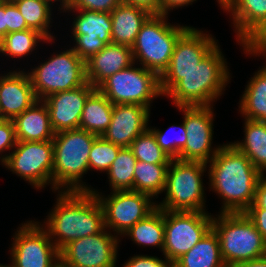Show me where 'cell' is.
<instances>
[{"label":"cell","mask_w":266,"mask_h":267,"mask_svg":"<svg viewBox=\"0 0 266 267\" xmlns=\"http://www.w3.org/2000/svg\"><path fill=\"white\" fill-rule=\"evenodd\" d=\"M217 44L204 59L188 72H163L160 87L163 96L178 106H210L223 95L230 72Z\"/></svg>","instance_id":"1"},{"label":"cell","mask_w":266,"mask_h":267,"mask_svg":"<svg viewBox=\"0 0 266 267\" xmlns=\"http://www.w3.org/2000/svg\"><path fill=\"white\" fill-rule=\"evenodd\" d=\"M207 164L209 188L223 200L220 213L245 212L263 175L231 143L223 144Z\"/></svg>","instance_id":"2"},{"label":"cell","mask_w":266,"mask_h":267,"mask_svg":"<svg viewBox=\"0 0 266 267\" xmlns=\"http://www.w3.org/2000/svg\"><path fill=\"white\" fill-rule=\"evenodd\" d=\"M56 200L40 225L59 251L73 240L105 229L103 208L93 191H58Z\"/></svg>","instance_id":"3"},{"label":"cell","mask_w":266,"mask_h":267,"mask_svg":"<svg viewBox=\"0 0 266 267\" xmlns=\"http://www.w3.org/2000/svg\"><path fill=\"white\" fill-rule=\"evenodd\" d=\"M96 138L97 135L79 128L55 133L52 140L53 191H92L81 179L89 171V152Z\"/></svg>","instance_id":"4"},{"label":"cell","mask_w":266,"mask_h":267,"mask_svg":"<svg viewBox=\"0 0 266 267\" xmlns=\"http://www.w3.org/2000/svg\"><path fill=\"white\" fill-rule=\"evenodd\" d=\"M215 216L212 229L218 236L221 256L227 267L266 256V241L245 212Z\"/></svg>","instance_id":"5"},{"label":"cell","mask_w":266,"mask_h":267,"mask_svg":"<svg viewBox=\"0 0 266 267\" xmlns=\"http://www.w3.org/2000/svg\"><path fill=\"white\" fill-rule=\"evenodd\" d=\"M168 15L152 14L142 25L132 49L134 63L161 76L168 68L175 43L189 27L167 22Z\"/></svg>","instance_id":"6"},{"label":"cell","mask_w":266,"mask_h":267,"mask_svg":"<svg viewBox=\"0 0 266 267\" xmlns=\"http://www.w3.org/2000/svg\"><path fill=\"white\" fill-rule=\"evenodd\" d=\"M207 163L171 159L167 171L165 198L157 207L166 211H205L202 177Z\"/></svg>","instance_id":"7"},{"label":"cell","mask_w":266,"mask_h":267,"mask_svg":"<svg viewBox=\"0 0 266 267\" xmlns=\"http://www.w3.org/2000/svg\"><path fill=\"white\" fill-rule=\"evenodd\" d=\"M31 69L28 74L38 100L51 94L68 91L84 85L86 79L85 62L72 48L54 54Z\"/></svg>","instance_id":"8"},{"label":"cell","mask_w":266,"mask_h":267,"mask_svg":"<svg viewBox=\"0 0 266 267\" xmlns=\"http://www.w3.org/2000/svg\"><path fill=\"white\" fill-rule=\"evenodd\" d=\"M134 64L108 77L97 89L112 104H137L150 108L154 99L163 96L160 76Z\"/></svg>","instance_id":"9"},{"label":"cell","mask_w":266,"mask_h":267,"mask_svg":"<svg viewBox=\"0 0 266 267\" xmlns=\"http://www.w3.org/2000/svg\"><path fill=\"white\" fill-rule=\"evenodd\" d=\"M213 215L164 210V257L173 264L212 229Z\"/></svg>","instance_id":"10"},{"label":"cell","mask_w":266,"mask_h":267,"mask_svg":"<svg viewBox=\"0 0 266 267\" xmlns=\"http://www.w3.org/2000/svg\"><path fill=\"white\" fill-rule=\"evenodd\" d=\"M104 212L105 228L122 237L129 228L157 208L152 197L134 190L111 191L107 197L92 189ZM102 195V196H101Z\"/></svg>","instance_id":"11"},{"label":"cell","mask_w":266,"mask_h":267,"mask_svg":"<svg viewBox=\"0 0 266 267\" xmlns=\"http://www.w3.org/2000/svg\"><path fill=\"white\" fill-rule=\"evenodd\" d=\"M18 227L11 246L9 267H56L60 262L59 250L48 232L34 220Z\"/></svg>","instance_id":"12"},{"label":"cell","mask_w":266,"mask_h":267,"mask_svg":"<svg viewBox=\"0 0 266 267\" xmlns=\"http://www.w3.org/2000/svg\"><path fill=\"white\" fill-rule=\"evenodd\" d=\"M3 164L36 189L52 185L53 141H17Z\"/></svg>","instance_id":"13"},{"label":"cell","mask_w":266,"mask_h":267,"mask_svg":"<svg viewBox=\"0 0 266 267\" xmlns=\"http://www.w3.org/2000/svg\"><path fill=\"white\" fill-rule=\"evenodd\" d=\"M120 237L106 228L94 235L78 238L60 251L65 267H116Z\"/></svg>","instance_id":"14"},{"label":"cell","mask_w":266,"mask_h":267,"mask_svg":"<svg viewBox=\"0 0 266 267\" xmlns=\"http://www.w3.org/2000/svg\"><path fill=\"white\" fill-rule=\"evenodd\" d=\"M183 111V123L186 128L187 141L178 159L183 161H200L209 163L222 145L212 147L213 140V105L178 106Z\"/></svg>","instance_id":"15"},{"label":"cell","mask_w":266,"mask_h":267,"mask_svg":"<svg viewBox=\"0 0 266 267\" xmlns=\"http://www.w3.org/2000/svg\"><path fill=\"white\" fill-rule=\"evenodd\" d=\"M95 89L87 81L80 87L51 94L43 100L48 107L54 133L79 128L85 102Z\"/></svg>","instance_id":"16"},{"label":"cell","mask_w":266,"mask_h":267,"mask_svg":"<svg viewBox=\"0 0 266 267\" xmlns=\"http://www.w3.org/2000/svg\"><path fill=\"white\" fill-rule=\"evenodd\" d=\"M150 108L137 104H113L106 140L120 147H130L133 140L149 128Z\"/></svg>","instance_id":"17"},{"label":"cell","mask_w":266,"mask_h":267,"mask_svg":"<svg viewBox=\"0 0 266 267\" xmlns=\"http://www.w3.org/2000/svg\"><path fill=\"white\" fill-rule=\"evenodd\" d=\"M38 101L28 72L10 71L0 75L1 119L13 120Z\"/></svg>","instance_id":"18"},{"label":"cell","mask_w":266,"mask_h":267,"mask_svg":"<svg viewBox=\"0 0 266 267\" xmlns=\"http://www.w3.org/2000/svg\"><path fill=\"white\" fill-rule=\"evenodd\" d=\"M211 35L188 27L175 43L170 64L164 72H188L218 44Z\"/></svg>","instance_id":"19"},{"label":"cell","mask_w":266,"mask_h":267,"mask_svg":"<svg viewBox=\"0 0 266 267\" xmlns=\"http://www.w3.org/2000/svg\"><path fill=\"white\" fill-rule=\"evenodd\" d=\"M223 11L231 14L236 40L242 47L254 36L266 33V0H232Z\"/></svg>","instance_id":"20"},{"label":"cell","mask_w":266,"mask_h":267,"mask_svg":"<svg viewBox=\"0 0 266 267\" xmlns=\"http://www.w3.org/2000/svg\"><path fill=\"white\" fill-rule=\"evenodd\" d=\"M133 63L131 47L109 43L85 62L86 79L97 88L108 77Z\"/></svg>","instance_id":"21"},{"label":"cell","mask_w":266,"mask_h":267,"mask_svg":"<svg viewBox=\"0 0 266 267\" xmlns=\"http://www.w3.org/2000/svg\"><path fill=\"white\" fill-rule=\"evenodd\" d=\"M13 122L17 141H47L54 138L49 110L43 100L36 101L22 114L17 115Z\"/></svg>","instance_id":"22"},{"label":"cell","mask_w":266,"mask_h":267,"mask_svg":"<svg viewBox=\"0 0 266 267\" xmlns=\"http://www.w3.org/2000/svg\"><path fill=\"white\" fill-rule=\"evenodd\" d=\"M112 43L132 47L142 25L152 15L148 10L121 3L111 12Z\"/></svg>","instance_id":"23"},{"label":"cell","mask_w":266,"mask_h":267,"mask_svg":"<svg viewBox=\"0 0 266 267\" xmlns=\"http://www.w3.org/2000/svg\"><path fill=\"white\" fill-rule=\"evenodd\" d=\"M63 12H78L73 18V38H98L106 45L112 43V20L109 12H97L85 9H62Z\"/></svg>","instance_id":"24"},{"label":"cell","mask_w":266,"mask_h":267,"mask_svg":"<svg viewBox=\"0 0 266 267\" xmlns=\"http://www.w3.org/2000/svg\"><path fill=\"white\" fill-rule=\"evenodd\" d=\"M172 267H227L222 259L215 231L211 229L196 245L178 258Z\"/></svg>","instance_id":"25"},{"label":"cell","mask_w":266,"mask_h":267,"mask_svg":"<svg viewBox=\"0 0 266 267\" xmlns=\"http://www.w3.org/2000/svg\"><path fill=\"white\" fill-rule=\"evenodd\" d=\"M244 139L230 142L239 152L245 154L255 168L266 173V122L245 119ZM265 172V173H264Z\"/></svg>","instance_id":"26"},{"label":"cell","mask_w":266,"mask_h":267,"mask_svg":"<svg viewBox=\"0 0 266 267\" xmlns=\"http://www.w3.org/2000/svg\"><path fill=\"white\" fill-rule=\"evenodd\" d=\"M113 104L97 88L88 96L79 122V129L102 136L112 119Z\"/></svg>","instance_id":"27"},{"label":"cell","mask_w":266,"mask_h":267,"mask_svg":"<svg viewBox=\"0 0 266 267\" xmlns=\"http://www.w3.org/2000/svg\"><path fill=\"white\" fill-rule=\"evenodd\" d=\"M239 112L244 119L266 122V68L261 67L246 85Z\"/></svg>","instance_id":"28"},{"label":"cell","mask_w":266,"mask_h":267,"mask_svg":"<svg viewBox=\"0 0 266 267\" xmlns=\"http://www.w3.org/2000/svg\"><path fill=\"white\" fill-rule=\"evenodd\" d=\"M131 238L133 243L142 247H159L164 245V210L156 208L146 218L138 221L122 235Z\"/></svg>","instance_id":"29"},{"label":"cell","mask_w":266,"mask_h":267,"mask_svg":"<svg viewBox=\"0 0 266 267\" xmlns=\"http://www.w3.org/2000/svg\"><path fill=\"white\" fill-rule=\"evenodd\" d=\"M169 164H152L136 161L133 190L157 197L164 192Z\"/></svg>","instance_id":"30"},{"label":"cell","mask_w":266,"mask_h":267,"mask_svg":"<svg viewBox=\"0 0 266 267\" xmlns=\"http://www.w3.org/2000/svg\"><path fill=\"white\" fill-rule=\"evenodd\" d=\"M26 20L27 27L41 33L47 40H55L49 32L52 25V3L47 0H11Z\"/></svg>","instance_id":"31"},{"label":"cell","mask_w":266,"mask_h":267,"mask_svg":"<svg viewBox=\"0 0 266 267\" xmlns=\"http://www.w3.org/2000/svg\"><path fill=\"white\" fill-rule=\"evenodd\" d=\"M137 159L129 147H122L107 175L112 191L133 190L134 168Z\"/></svg>","instance_id":"32"},{"label":"cell","mask_w":266,"mask_h":267,"mask_svg":"<svg viewBox=\"0 0 266 267\" xmlns=\"http://www.w3.org/2000/svg\"><path fill=\"white\" fill-rule=\"evenodd\" d=\"M40 41L54 42L47 40L41 33L33 29L10 32L2 38L1 53L8 57L23 58L33 52Z\"/></svg>","instance_id":"33"},{"label":"cell","mask_w":266,"mask_h":267,"mask_svg":"<svg viewBox=\"0 0 266 267\" xmlns=\"http://www.w3.org/2000/svg\"><path fill=\"white\" fill-rule=\"evenodd\" d=\"M129 148L138 161L152 164H169L171 161V158L160 148L149 128L137 136Z\"/></svg>","instance_id":"34"},{"label":"cell","mask_w":266,"mask_h":267,"mask_svg":"<svg viewBox=\"0 0 266 267\" xmlns=\"http://www.w3.org/2000/svg\"><path fill=\"white\" fill-rule=\"evenodd\" d=\"M121 148L106 140L103 136H97L89 152V170L107 173Z\"/></svg>","instance_id":"35"},{"label":"cell","mask_w":266,"mask_h":267,"mask_svg":"<svg viewBox=\"0 0 266 267\" xmlns=\"http://www.w3.org/2000/svg\"><path fill=\"white\" fill-rule=\"evenodd\" d=\"M171 128L179 129L180 133L178 134V136H175L174 138H170V136H168V135H170L168 132L173 130V129L171 130ZM149 129L155 135V138H156L157 143L160 146V148L171 159H178V156H179L181 150L184 148L186 141H187L186 128H185L184 123L182 122L181 125H175L174 124V125L168 127V130H165V131H162L160 129H156V127H154V128L149 127Z\"/></svg>","instance_id":"36"},{"label":"cell","mask_w":266,"mask_h":267,"mask_svg":"<svg viewBox=\"0 0 266 267\" xmlns=\"http://www.w3.org/2000/svg\"><path fill=\"white\" fill-rule=\"evenodd\" d=\"M121 3V0H65L63 9H85L110 13Z\"/></svg>","instance_id":"37"},{"label":"cell","mask_w":266,"mask_h":267,"mask_svg":"<svg viewBox=\"0 0 266 267\" xmlns=\"http://www.w3.org/2000/svg\"><path fill=\"white\" fill-rule=\"evenodd\" d=\"M16 137H15V125L13 120L11 119H1L0 120V161L1 164L3 165L9 154L10 150L14 149L16 145ZM9 150V154H4L5 151Z\"/></svg>","instance_id":"38"},{"label":"cell","mask_w":266,"mask_h":267,"mask_svg":"<svg viewBox=\"0 0 266 267\" xmlns=\"http://www.w3.org/2000/svg\"><path fill=\"white\" fill-rule=\"evenodd\" d=\"M75 46L71 47L84 62L100 52L106 44L98 38H74Z\"/></svg>","instance_id":"39"},{"label":"cell","mask_w":266,"mask_h":267,"mask_svg":"<svg viewBox=\"0 0 266 267\" xmlns=\"http://www.w3.org/2000/svg\"><path fill=\"white\" fill-rule=\"evenodd\" d=\"M164 259L157 256L134 255L122 267H172V264L166 258Z\"/></svg>","instance_id":"40"},{"label":"cell","mask_w":266,"mask_h":267,"mask_svg":"<svg viewBox=\"0 0 266 267\" xmlns=\"http://www.w3.org/2000/svg\"><path fill=\"white\" fill-rule=\"evenodd\" d=\"M29 29L17 6L7 0V33Z\"/></svg>","instance_id":"41"},{"label":"cell","mask_w":266,"mask_h":267,"mask_svg":"<svg viewBox=\"0 0 266 267\" xmlns=\"http://www.w3.org/2000/svg\"><path fill=\"white\" fill-rule=\"evenodd\" d=\"M244 53L246 55H253V56H264L266 57V33L259 34L254 36L244 47H243ZM266 59V58H265ZM266 68L265 66H263Z\"/></svg>","instance_id":"42"},{"label":"cell","mask_w":266,"mask_h":267,"mask_svg":"<svg viewBox=\"0 0 266 267\" xmlns=\"http://www.w3.org/2000/svg\"><path fill=\"white\" fill-rule=\"evenodd\" d=\"M245 214L254 223L257 230L262 234L266 241V209L264 208H248Z\"/></svg>","instance_id":"43"},{"label":"cell","mask_w":266,"mask_h":267,"mask_svg":"<svg viewBox=\"0 0 266 267\" xmlns=\"http://www.w3.org/2000/svg\"><path fill=\"white\" fill-rule=\"evenodd\" d=\"M249 208L266 209V175H263L257 182L254 201Z\"/></svg>","instance_id":"44"},{"label":"cell","mask_w":266,"mask_h":267,"mask_svg":"<svg viewBox=\"0 0 266 267\" xmlns=\"http://www.w3.org/2000/svg\"><path fill=\"white\" fill-rule=\"evenodd\" d=\"M122 3L148 10L151 14H161L160 0H121Z\"/></svg>","instance_id":"45"},{"label":"cell","mask_w":266,"mask_h":267,"mask_svg":"<svg viewBox=\"0 0 266 267\" xmlns=\"http://www.w3.org/2000/svg\"><path fill=\"white\" fill-rule=\"evenodd\" d=\"M161 1V14L168 15L172 9L184 7L192 4L197 0H160Z\"/></svg>","instance_id":"46"},{"label":"cell","mask_w":266,"mask_h":267,"mask_svg":"<svg viewBox=\"0 0 266 267\" xmlns=\"http://www.w3.org/2000/svg\"><path fill=\"white\" fill-rule=\"evenodd\" d=\"M7 34V0H0V36Z\"/></svg>","instance_id":"47"},{"label":"cell","mask_w":266,"mask_h":267,"mask_svg":"<svg viewBox=\"0 0 266 267\" xmlns=\"http://www.w3.org/2000/svg\"><path fill=\"white\" fill-rule=\"evenodd\" d=\"M234 267H266V256L238 263Z\"/></svg>","instance_id":"48"},{"label":"cell","mask_w":266,"mask_h":267,"mask_svg":"<svg viewBox=\"0 0 266 267\" xmlns=\"http://www.w3.org/2000/svg\"><path fill=\"white\" fill-rule=\"evenodd\" d=\"M223 10L230 4L232 0H216Z\"/></svg>","instance_id":"49"},{"label":"cell","mask_w":266,"mask_h":267,"mask_svg":"<svg viewBox=\"0 0 266 267\" xmlns=\"http://www.w3.org/2000/svg\"><path fill=\"white\" fill-rule=\"evenodd\" d=\"M9 1H11V0H9ZM47 1H50L52 4L56 1V2H60L61 4V8L60 7H58L60 10H62L63 9V7H64V3H65V0H47Z\"/></svg>","instance_id":"50"},{"label":"cell","mask_w":266,"mask_h":267,"mask_svg":"<svg viewBox=\"0 0 266 267\" xmlns=\"http://www.w3.org/2000/svg\"><path fill=\"white\" fill-rule=\"evenodd\" d=\"M1 49H2V37L0 36V53H1Z\"/></svg>","instance_id":"51"},{"label":"cell","mask_w":266,"mask_h":267,"mask_svg":"<svg viewBox=\"0 0 266 267\" xmlns=\"http://www.w3.org/2000/svg\"><path fill=\"white\" fill-rule=\"evenodd\" d=\"M0 267H9L8 265H6V264H0Z\"/></svg>","instance_id":"52"},{"label":"cell","mask_w":266,"mask_h":267,"mask_svg":"<svg viewBox=\"0 0 266 267\" xmlns=\"http://www.w3.org/2000/svg\"><path fill=\"white\" fill-rule=\"evenodd\" d=\"M56 267H65V266H63V265L59 262V264H58Z\"/></svg>","instance_id":"53"}]
</instances>
